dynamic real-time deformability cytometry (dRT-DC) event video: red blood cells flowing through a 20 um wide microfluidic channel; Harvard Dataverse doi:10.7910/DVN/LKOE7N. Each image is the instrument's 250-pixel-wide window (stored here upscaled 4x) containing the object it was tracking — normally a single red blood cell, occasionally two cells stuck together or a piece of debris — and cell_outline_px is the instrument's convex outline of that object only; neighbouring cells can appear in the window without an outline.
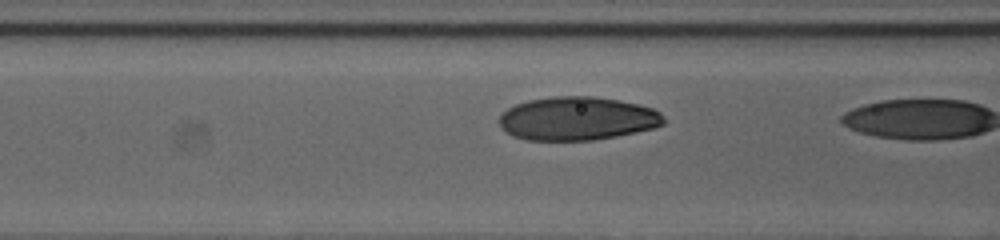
{"species": "human", "species_latin": "Homo sapiens", "temperature_condition": "cold", "stored_images_in_passage": 13, "camera_frame_rate_fps": 3000, "um_per_image_px": 0.085, "donor": {"sex": "female"}, "frame": {"image": 1, "passage_image": 12, "time_ms": 3.667, "image_size_px": [1000, 240], "cell_outline_px": [[664, 124], [656, 128], [616, 136], [592, 140], [528, 140], [512, 136], [500, 128], [500, 116], [508, 108], [516, 104], [528, 100], [552, 96], [592, 96], [620, 100], [652, 108], [660, 112], [664, 116]], "centroid_in_image_um": [49.08, 10.08], "position_along_channel_um": 117.5, "area_um2": 41.79}}